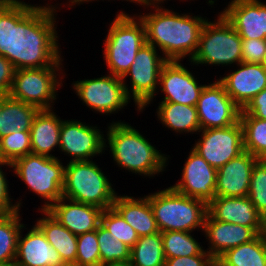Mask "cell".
<instances>
[{
	"label": "cell",
	"mask_w": 266,
	"mask_h": 266,
	"mask_svg": "<svg viewBox=\"0 0 266 266\" xmlns=\"http://www.w3.org/2000/svg\"><path fill=\"white\" fill-rule=\"evenodd\" d=\"M54 10L53 5L0 0V55L15 69L62 65Z\"/></svg>",
	"instance_id": "6da1fadb"
},
{
	"label": "cell",
	"mask_w": 266,
	"mask_h": 266,
	"mask_svg": "<svg viewBox=\"0 0 266 266\" xmlns=\"http://www.w3.org/2000/svg\"><path fill=\"white\" fill-rule=\"evenodd\" d=\"M157 4V5H155ZM160 3H145L153 6L155 13L139 15L145 26L146 43L157 46L168 60H178L189 56V61L195 55L201 30L206 22L201 16L171 12L161 8Z\"/></svg>",
	"instance_id": "7a4b0ae2"
},
{
	"label": "cell",
	"mask_w": 266,
	"mask_h": 266,
	"mask_svg": "<svg viewBox=\"0 0 266 266\" xmlns=\"http://www.w3.org/2000/svg\"><path fill=\"white\" fill-rule=\"evenodd\" d=\"M107 139L113 160L133 173L154 176L164 171L168 160L134 127L124 122L108 126Z\"/></svg>",
	"instance_id": "3957f363"
},
{
	"label": "cell",
	"mask_w": 266,
	"mask_h": 266,
	"mask_svg": "<svg viewBox=\"0 0 266 266\" xmlns=\"http://www.w3.org/2000/svg\"><path fill=\"white\" fill-rule=\"evenodd\" d=\"M149 202L160 232H192L201 228L207 214V204L176 192L171 186L149 194Z\"/></svg>",
	"instance_id": "277c9868"
},
{
	"label": "cell",
	"mask_w": 266,
	"mask_h": 266,
	"mask_svg": "<svg viewBox=\"0 0 266 266\" xmlns=\"http://www.w3.org/2000/svg\"><path fill=\"white\" fill-rule=\"evenodd\" d=\"M117 193L102 170L92 160L74 161L64 169L63 197L99 207H112Z\"/></svg>",
	"instance_id": "5b68a950"
},
{
	"label": "cell",
	"mask_w": 266,
	"mask_h": 266,
	"mask_svg": "<svg viewBox=\"0 0 266 266\" xmlns=\"http://www.w3.org/2000/svg\"><path fill=\"white\" fill-rule=\"evenodd\" d=\"M111 23L103 55L110 74L122 78L134 62L139 49L146 43L145 26L138 16L131 17L125 12L116 15Z\"/></svg>",
	"instance_id": "8992f818"
},
{
	"label": "cell",
	"mask_w": 266,
	"mask_h": 266,
	"mask_svg": "<svg viewBox=\"0 0 266 266\" xmlns=\"http://www.w3.org/2000/svg\"><path fill=\"white\" fill-rule=\"evenodd\" d=\"M11 168L32 192L47 200L41 210L48 209L63 197L65 166L57 157L30 153L14 160Z\"/></svg>",
	"instance_id": "52a82bcc"
},
{
	"label": "cell",
	"mask_w": 266,
	"mask_h": 266,
	"mask_svg": "<svg viewBox=\"0 0 266 266\" xmlns=\"http://www.w3.org/2000/svg\"><path fill=\"white\" fill-rule=\"evenodd\" d=\"M214 22L206 20L203 25L191 62L195 65H238L242 62V38L222 13Z\"/></svg>",
	"instance_id": "ba28073f"
},
{
	"label": "cell",
	"mask_w": 266,
	"mask_h": 266,
	"mask_svg": "<svg viewBox=\"0 0 266 266\" xmlns=\"http://www.w3.org/2000/svg\"><path fill=\"white\" fill-rule=\"evenodd\" d=\"M59 70V67L16 69L9 96L40 110H51L56 89L62 84L56 79Z\"/></svg>",
	"instance_id": "9c48e42d"
},
{
	"label": "cell",
	"mask_w": 266,
	"mask_h": 266,
	"mask_svg": "<svg viewBox=\"0 0 266 266\" xmlns=\"http://www.w3.org/2000/svg\"><path fill=\"white\" fill-rule=\"evenodd\" d=\"M168 60L157 54V49L148 43H145L138 51L134 62L121 78L123 83L127 76H131V89L127 90V96H132L137 110H141L150 104L152 98L155 97L157 84H159L160 73L163 65ZM132 95H131V93Z\"/></svg>",
	"instance_id": "30bf717a"
},
{
	"label": "cell",
	"mask_w": 266,
	"mask_h": 266,
	"mask_svg": "<svg viewBox=\"0 0 266 266\" xmlns=\"http://www.w3.org/2000/svg\"><path fill=\"white\" fill-rule=\"evenodd\" d=\"M199 132H202V139L192 149L216 170L245 151L240 120L229 127L201 129Z\"/></svg>",
	"instance_id": "8fae6325"
},
{
	"label": "cell",
	"mask_w": 266,
	"mask_h": 266,
	"mask_svg": "<svg viewBox=\"0 0 266 266\" xmlns=\"http://www.w3.org/2000/svg\"><path fill=\"white\" fill-rule=\"evenodd\" d=\"M127 84L112 74L100 78L76 81L73 89L86 106L102 114H113L128 102Z\"/></svg>",
	"instance_id": "7c38bea8"
},
{
	"label": "cell",
	"mask_w": 266,
	"mask_h": 266,
	"mask_svg": "<svg viewBox=\"0 0 266 266\" xmlns=\"http://www.w3.org/2000/svg\"><path fill=\"white\" fill-rule=\"evenodd\" d=\"M196 109L201 129L225 128L236 124L242 110L219 80L204 86Z\"/></svg>",
	"instance_id": "4fadbf2b"
},
{
	"label": "cell",
	"mask_w": 266,
	"mask_h": 266,
	"mask_svg": "<svg viewBox=\"0 0 266 266\" xmlns=\"http://www.w3.org/2000/svg\"><path fill=\"white\" fill-rule=\"evenodd\" d=\"M101 133L97 127L86 123L62 120L59 148L72 157L71 162L90 160L107 146L104 134Z\"/></svg>",
	"instance_id": "5bb4252c"
},
{
	"label": "cell",
	"mask_w": 266,
	"mask_h": 266,
	"mask_svg": "<svg viewBox=\"0 0 266 266\" xmlns=\"http://www.w3.org/2000/svg\"><path fill=\"white\" fill-rule=\"evenodd\" d=\"M189 156L182 170V178L174 186L176 192L204 201L207 205L216 197L217 170L195 150Z\"/></svg>",
	"instance_id": "9a60e30c"
},
{
	"label": "cell",
	"mask_w": 266,
	"mask_h": 266,
	"mask_svg": "<svg viewBox=\"0 0 266 266\" xmlns=\"http://www.w3.org/2000/svg\"><path fill=\"white\" fill-rule=\"evenodd\" d=\"M194 75L178 60L167 61L161 70L159 86L165 94L162 102L196 106L205 85H198Z\"/></svg>",
	"instance_id": "2e32d148"
},
{
	"label": "cell",
	"mask_w": 266,
	"mask_h": 266,
	"mask_svg": "<svg viewBox=\"0 0 266 266\" xmlns=\"http://www.w3.org/2000/svg\"><path fill=\"white\" fill-rule=\"evenodd\" d=\"M240 69L220 77L226 93L243 109L249 101L266 88V68L262 64H238Z\"/></svg>",
	"instance_id": "e0dca14e"
},
{
	"label": "cell",
	"mask_w": 266,
	"mask_h": 266,
	"mask_svg": "<svg viewBox=\"0 0 266 266\" xmlns=\"http://www.w3.org/2000/svg\"><path fill=\"white\" fill-rule=\"evenodd\" d=\"M262 227H247L233 223H225L213 219L208 213L204 221L206 239L211 244L207 252L216 261L223 253L241 244L255 239L261 234Z\"/></svg>",
	"instance_id": "ac0fdd59"
},
{
	"label": "cell",
	"mask_w": 266,
	"mask_h": 266,
	"mask_svg": "<svg viewBox=\"0 0 266 266\" xmlns=\"http://www.w3.org/2000/svg\"><path fill=\"white\" fill-rule=\"evenodd\" d=\"M221 13L241 38L266 39V4L260 0H232Z\"/></svg>",
	"instance_id": "d6986e66"
},
{
	"label": "cell",
	"mask_w": 266,
	"mask_h": 266,
	"mask_svg": "<svg viewBox=\"0 0 266 266\" xmlns=\"http://www.w3.org/2000/svg\"><path fill=\"white\" fill-rule=\"evenodd\" d=\"M259 159L244 151L217 170L215 196L245 197L249 193L251 172Z\"/></svg>",
	"instance_id": "ffe728a7"
},
{
	"label": "cell",
	"mask_w": 266,
	"mask_h": 266,
	"mask_svg": "<svg viewBox=\"0 0 266 266\" xmlns=\"http://www.w3.org/2000/svg\"><path fill=\"white\" fill-rule=\"evenodd\" d=\"M46 211L71 233L80 235L98 228L103 209L62 197Z\"/></svg>",
	"instance_id": "44dd1931"
},
{
	"label": "cell",
	"mask_w": 266,
	"mask_h": 266,
	"mask_svg": "<svg viewBox=\"0 0 266 266\" xmlns=\"http://www.w3.org/2000/svg\"><path fill=\"white\" fill-rule=\"evenodd\" d=\"M20 231L14 266H60L59 253L49 244L42 231L34 225L23 238Z\"/></svg>",
	"instance_id": "7402d4cb"
},
{
	"label": "cell",
	"mask_w": 266,
	"mask_h": 266,
	"mask_svg": "<svg viewBox=\"0 0 266 266\" xmlns=\"http://www.w3.org/2000/svg\"><path fill=\"white\" fill-rule=\"evenodd\" d=\"M207 213L215 220L247 227H262L264 219L257 212L248 196H216L207 205Z\"/></svg>",
	"instance_id": "603a6c76"
},
{
	"label": "cell",
	"mask_w": 266,
	"mask_h": 266,
	"mask_svg": "<svg viewBox=\"0 0 266 266\" xmlns=\"http://www.w3.org/2000/svg\"><path fill=\"white\" fill-rule=\"evenodd\" d=\"M112 207L137 232L139 237L160 232L149 202V195L139 199L118 195Z\"/></svg>",
	"instance_id": "cb8c5ba5"
},
{
	"label": "cell",
	"mask_w": 266,
	"mask_h": 266,
	"mask_svg": "<svg viewBox=\"0 0 266 266\" xmlns=\"http://www.w3.org/2000/svg\"><path fill=\"white\" fill-rule=\"evenodd\" d=\"M62 120L51 110H40L35 116L31 129V150L33 154L54 157L49 154L59 147Z\"/></svg>",
	"instance_id": "d4e9b609"
},
{
	"label": "cell",
	"mask_w": 266,
	"mask_h": 266,
	"mask_svg": "<svg viewBox=\"0 0 266 266\" xmlns=\"http://www.w3.org/2000/svg\"><path fill=\"white\" fill-rule=\"evenodd\" d=\"M44 217L35 225L42 231L49 244L59 253L63 263H75L77 257V235L71 233L46 210Z\"/></svg>",
	"instance_id": "484cf974"
},
{
	"label": "cell",
	"mask_w": 266,
	"mask_h": 266,
	"mask_svg": "<svg viewBox=\"0 0 266 266\" xmlns=\"http://www.w3.org/2000/svg\"><path fill=\"white\" fill-rule=\"evenodd\" d=\"M39 108L2 95V113L0 115V138L15 131H30Z\"/></svg>",
	"instance_id": "4316f807"
},
{
	"label": "cell",
	"mask_w": 266,
	"mask_h": 266,
	"mask_svg": "<svg viewBox=\"0 0 266 266\" xmlns=\"http://www.w3.org/2000/svg\"><path fill=\"white\" fill-rule=\"evenodd\" d=\"M158 107L157 116L168 129L192 134L201 130L196 106L161 102Z\"/></svg>",
	"instance_id": "83f0119b"
},
{
	"label": "cell",
	"mask_w": 266,
	"mask_h": 266,
	"mask_svg": "<svg viewBox=\"0 0 266 266\" xmlns=\"http://www.w3.org/2000/svg\"><path fill=\"white\" fill-rule=\"evenodd\" d=\"M221 266H266V245L259 234L250 242L223 253L217 260Z\"/></svg>",
	"instance_id": "f1b7e54d"
},
{
	"label": "cell",
	"mask_w": 266,
	"mask_h": 266,
	"mask_svg": "<svg viewBox=\"0 0 266 266\" xmlns=\"http://www.w3.org/2000/svg\"><path fill=\"white\" fill-rule=\"evenodd\" d=\"M165 254L161 232L139 237L131 248V266H164Z\"/></svg>",
	"instance_id": "f546056e"
},
{
	"label": "cell",
	"mask_w": 266,
	"mask_h": 266,
	"mask_svg": "<svg viewBox=\"0 0 266 266\" xmlns=\"http://www.w3.org/2000/svg\"><path fill=\"white\" fill-rule=\"evenodd\" d=\"M19 210L0 214V264L14 265L17 242L24 224L20 223Z\"/></svg>",
	"instance_id": "4dcf8cb0"
},
{
	"label": "cell",
	"mask_w": 266,
	"mask_h": 266,
	"mask_svg": "<svg viewBox=\"0 0 266 266\" xmlns=\"http://www.w3.org/2000/svg\"><path fill=\"white\" fill-rule=\"evenodd\" d=\"M243 127L244 150L258 159L266 160V120L250 114H240Z\"/></svg>",
	"instance_id": "1f68e13d"
},
{
	"label": "cell",
	"mask_w": 266,
	"mask_h": 266,
	"mask_svg": "<svg viewBox=\"0 0 266 266\" xmlns=\"http://www.w3.org/2000/svg\"><path fill=\"white\" fill-rule=\"evenodd\" d=\"M161 235L166 259L199 255L203 251L191 232L167 231L161 232Z\"/></svg>",
	"instance_id": "d6a6232c"
},
{
	"label": "cell",
	"mask_w": 266,
	"mask_h": 266,
	"mask_svg": "<svg viewBox=\"0 0 266 266\" xmlns=\"http://www.w3.org/2000/svg\"><path fill=\"white\" fill-rule=\"evenodd\" d=\"M100 251V266L129 263L131 248L123 242L115 241L112 235L100 224L96 229Z\"/></svg>",
	"instance_id": "836d02e7"
},
{
	"label": "cell",
	"mask_w": 266,
	"mask_h": 266,
	"mask_svg": "<svg viewBox=\"0 0 266 266\" xmlns=\"http://www.w3.org/2000/svg\"><path fill=\"white\" fill-rule=\"evenodd\" d=\"M101 225L112 235L115 241L119 240L129 248H132L139 239L137 232L113 207L103 210Z\"/></svg>",
	"instance_id": "e575fe53"
},
{
	"label": "cell",
	"mask_w": 266,
	"mask_h": 266,
	"mask_svg": "<svg viewBox=\"0 0 266 266\" xmlns=\"http://www.w3.org/2000/svg\"><path fill=\"white\" fill-rule=\"evenodd\" d=\"M32 153L30 131H15L0 138V157L2 161L14 160Z\"/></svg>",
	"instance_id": "d590c367"
},
{
	"label": "cell",
	"mask_w": 266,
	"mask_h": 266,
	"mask_svg": "<svg viewBox=\"0 0 266 266\" xmlns=\"http://www.w3.org/2000/svg\"><path fill=\"white\" fill-rule=\"evenodd\" d=\"M248 198L257 212L266 218V160L259 159L253 166Z\"/></svg>",
	"instance_id": "8d00e7d4"
},
{
	"label": "cell",
	"mask_w": 266,
	"mask_h": 266,
	"mask_svg": "<svg viewBox=\"0 0 266 266\" xmlns=\"http://www.w3.org/2000/svg\"><path fill=\"white\" fill-rule=\"evenodd\" d=\"M79 266H100V251L96 230L77 235V257Z\"/></svg>",
	"instance_id": "74e56055"
},
{
	"label": "cell",
	"mask_w": 266,
	"mask_h": 266,
	"mask_svg": "<svg viewBox=\"0 0 266 266\" xmlns=\"http://www.w3.org/2000/svg\"><path fill=\"white\" fill-rule=\"evenodd\" d=\"M242 62L261 64L266 50V39L242 38Z\"/></svg>",
	"instance_id": "f35d334b"
},
{
	"label": "cell",
	"mask_w": 266,
	"mask_h": 266,
	"mask_svg": "<svg viewBox=\"0 0 266 266\" xmlns=\"http://www.w3.org/2000/svg\"><path fill=\"white\" fill-rule=\"evenodd\" d=\"M3 165L11 167L10 163L0 161V214H9L20 210L21 203L20 201L14 205L11 203L12 198L9 197L7 178H5L6 175L1 168Z\"/></svg>",
	"instance_id": "ab89813d"
},
{
	"label": "cell",
	"mask_w": 266,
	"mask_h": 266,
	"mask_svg": "<svg viewBox=\"0 0 266 266\" xmlns=\"http://www.w3.org/2000/svg\"><path fill=\"white\" fill-rule=\"evenodd\" d=\"M214 261L213 257L203 250L199 255L166 259L164 266H211Z\"/></svg>",
	"instance_id": "60d3db41"
},
{
	"label": "cell",
	"mask_w": 266,
	"mask_h": 266,
	"mask_svg": "<svg viewBox=\"0 0 266 266\" xmlns=\"http://www.w3.org/2000/svg\"><path fill=\"white\" fill-rule=\"evenodd\" d=\"M15 70L13 64L0 55V95H9Z\"/></svg>",
	"instance_id": "b9f144b4"
},
{
	"label": "cell",
	"mask_w": 266,
	"mask_h": 266,
	"mask_svg": "<svg viewBox=\"0 0 266 266\" xmlns=\"http://www.w3.org/2000/svg\"><path fill=\"white\" fill-rule=\"evenodd\" d=\"M240 114H250L255 118L266 120V88L252 98Z\"/></svg>",
	"instance_id": "7bdbcfd3"
},
{
	"label": "cell",
	"mask_w": 266,
	"mask_h": 266,
	"mask_svg": "<svg viewBox=\"0 0 266 266\" xmlns=\"http://www.w3.org/2000/svg\"><path fill=\"white\" fill-rule=\"evenodd\" d=\"M89 1H92V0H77V4H80L82 2H89ZM126 1L134 2V3H139L140 5H144L146 3V0H126Z\"/></svg>",
	"instance_id": "ee69618b"
},
{
	"label": "cell",
	"mask_w": 266,
	"mask_h": 266,
	"mask_svg": "<svg viewBox=\"0 0 266 266\" xmlns=\"http://www.w3.org/2000/svg\"><path fill=\"white\" fill-rule=\"evenodd\" d=\"M261 236H262V238L265 242V245H266V218L263 219Z\"/></svg>",
	"instance_id": "f6af8a7d"
},
{
	"label": "cell",
	"mask_w": 266,
	"mask_h": 266,
	"mask_svg": "<svg viewBox=\"0 0 266 266\" xmlns=\"http://www.w3.org/2000/svg\"><path fill=\"white\" fill-rule=\"evenodd\" d=\"M105 266H131L129 263H118V264H110Z\"/></svg>",
	"instance_id": "bcb514c9"
},
{
	"label": "cell",
	"mask_w": 266,
	"mask_h": 266,
	"mask_svg": "<svg viewBox=\"0 0 266 266\" xmlns=\"http://www.w3.org/2000/svg\"><path fill=\"white\" fill-rule=\"evenodd\" d=\"M165 0H146L147 3H162Z\"/></svg>",
	"instance_id": "7dc6e473"
},
{
	"label": "cell",
	"mask_w": 266,
	"mask_h": 266,
	"mask_svg": "<svg viewBox=\"0 0 266 266\" xmlns=\"http://www.w3.org/2000/svg\"><path fill=\"white\" fill-rule=\"evenodd\" d=\"M60 266H79L77 263H63Z\"/></svg>",
	"instance_id": "c3c4849f"
},
{
	"label": "cell",
	"mask_w": 266,
	"mask_h": 266,
	"mask_svg": "<svg viewBox=\"0 0 266 266\" xmlns=\"http://www.w3.org/2000/svg\"><path fill=\"white\" fill-rule=\"evenodd\" d=\"M261 64L266 68V50H265L264 57L262 59Z\"/></svg>",
	"instance_id": "681fc988"
},
{
	"label": "cell",
	"mask_w": 266,
	"mask_h": 266,
	"mask_svg": "<svg viewBox=\"0 0 266 266\" xmlns=\"http://www.w3.org/2000/svg\"><path fill=\"white\" fill-rule=\"evenodd\" d=\"M2 113V95H0V115Z\"/></svg>",
	"instance_id": "f907efd6"
},
{
	"label": "cell",
	"mask_w": 266,
	"mask_h": 266,
	"mask_svg": "<svg viewBox=\"0 0 266 266\" xmlns=\"http://www.w3.org/2000/svg\"><path fill=\"white\" fill-rule=\"evenodd\" d=\"M211 266H221L217 261H214Z\"/></svg>",
	"instance_id": "816d5d0a"
},
{
	"label": "cell",
	"mask_w": 266,
	"mask_h": 266,
	"mask_svg": "<svg viewBox=\"0 0 266 266\" xmlns=\"http://www.w3.org/2000/svg\"><path fill=\"white\" fill-rule=\"evenodd\" d=\"M72 4L71 5H74L75 3V5H77V0H69Z\"/></svg>",
	"instance_id": "f5cc1de1"
},
{
	"label": "cell",
	"mask_w": 266,
	"mask_h": 266,
	"mask_svg": "<svg viewBox=\"0 0 266 266\" xmlns=\"http://www.w3.org/2000/svg\"><path fill=\"white\" fill-rule=\"evenodd\" d=\"M0 266H14V265L0 264Z\"/></svg>",
	"instance_id": "db71d44e"
}]
</instances>
